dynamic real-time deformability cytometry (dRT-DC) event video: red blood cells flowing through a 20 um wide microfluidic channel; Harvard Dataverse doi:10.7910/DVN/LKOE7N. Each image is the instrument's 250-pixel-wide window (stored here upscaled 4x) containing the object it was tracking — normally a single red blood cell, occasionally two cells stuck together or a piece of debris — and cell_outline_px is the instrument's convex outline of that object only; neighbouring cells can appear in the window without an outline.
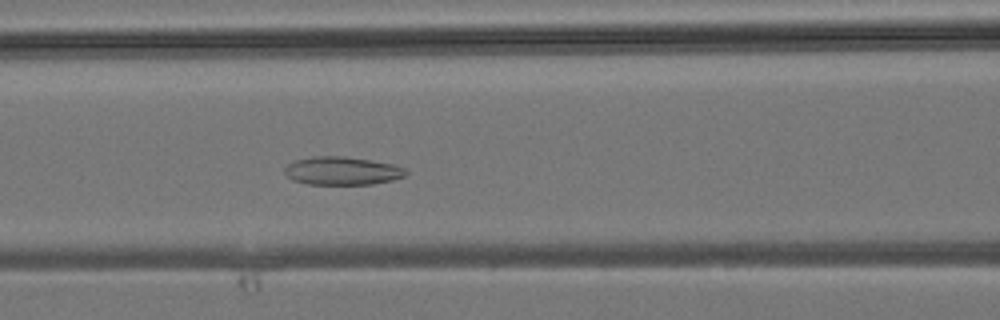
{"species": "common noctule bat (a hibernating species)", "species_latin": "Nyctalus noctula", "temperature_condition": "room temperature", "stored_images_in_passage": 37, "camera_frame_rate_fps": 3000, "um_per_image_px": 0.085, "animal": {"sex": "male", "body_mass_g": 19.2, "forearm_length_mm": 51.8}, "frame": {"image": 1, "passage_image": 12, "time_ms": 3.667, "image_size_px": [1000, 320], "cell_outline_px": [[408, 172], [404, 176], [392, 180], [372, 184], [308, 184], [292, 180], [284, 172], [284, 168], [288, 164], [296, 160], [312, 156], [344, 156], [392, 164], [404, 168]], "centroid_in_image_um": [29.06, 14.52], "position_along_channel_um": 137.5, "area_um2": 19.77}}
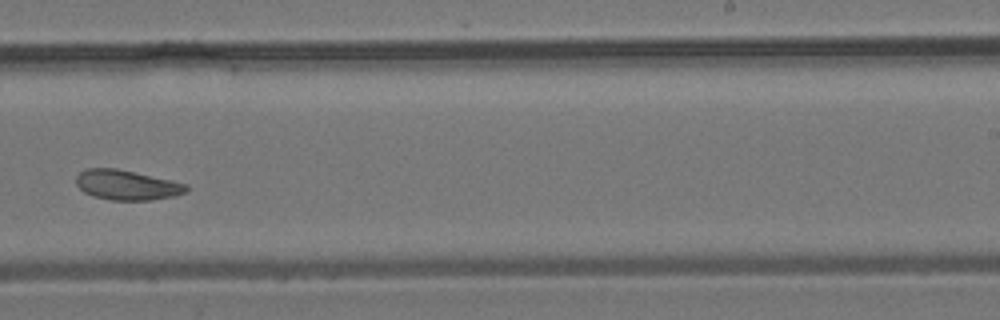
{"frame": {"image": 2, "passage_image": 21, "time_ms": 6.667, "image_size_px": [1000, 320], "cell_outline_px": [[188, 192], [176, 196], [152, 200], [112, 200], [92, 196], [84, 192], [76, 184], [76, 176], [80, 172], [88, 168], [116, 168], [172, 180], [188, 184]], "centroid_in_image_um": [10.81, 15.73], "position_along_channel_um": 278.2, "area_um2": 19.36}}
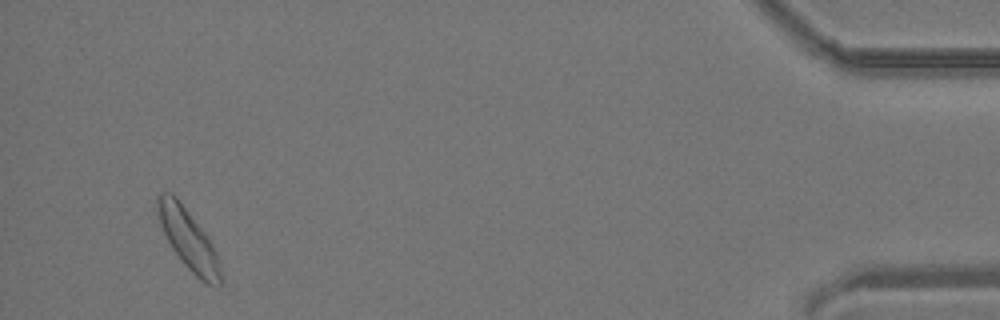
{"frame": {"image": 3, "passage_image": 35, "time_ms": 11.333, "image_size_px": [1000, 320], "cell_outline_px": [[224, 280], [220, 284], [208, 284], [200, 280], [184, 264], [172, 248], [160, 228], [156, 208], [156, 196], [160, 192], [172, 192], [176, 196], [204, 232], [212, 244], [216, 252]], "centroid_in_image_um": [15.98, 20.32], "position_along_channel_um": 419.2, "area_um2": 22.2}}